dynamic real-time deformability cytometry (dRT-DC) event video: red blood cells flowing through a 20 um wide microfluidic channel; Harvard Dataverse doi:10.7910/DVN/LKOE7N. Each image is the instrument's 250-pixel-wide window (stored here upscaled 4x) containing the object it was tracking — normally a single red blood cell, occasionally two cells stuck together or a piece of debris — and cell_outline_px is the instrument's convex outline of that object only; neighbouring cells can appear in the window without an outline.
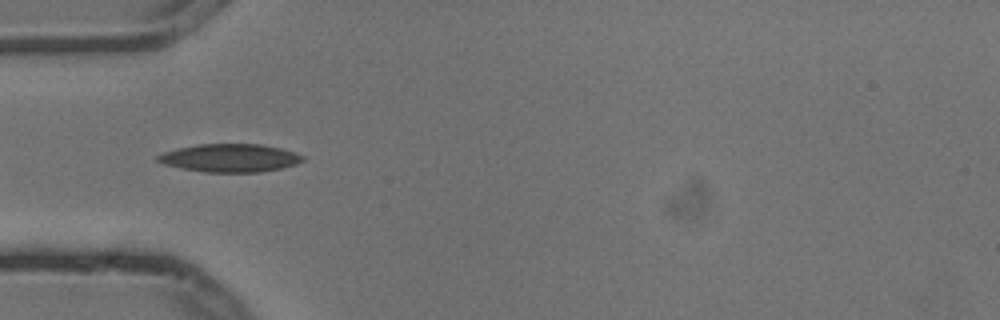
{"species": "common noctule bat (a hibernating species)", "species_latin": "Nyctalus noctula", "temperature_condition": "cold", "stored_images_in_passage": 4, "camera_frame_rate_fps": 3000, "um_per_image_px": 0.085, "animal": {"sex": "male", "body_mass_g": 13.3}, "frame": {"image": 1, "passage_image": 2, "time_ms": 0.333, "image_size_px": [1000, 320], "cell_outline_px": [[304, 160], [296, 164], [280, 168], [260, 172], [204, 172], [164, 164], [156, 160], [156, 156], [164, 152], [180, 148], [200, 144], [260, 144], [280, 148], [296, 152], [304, 156]], "centroid_in_image_um": [19.58, 13.42], "position_along_channel_um": 65.4, "area_um2": 23.52}}
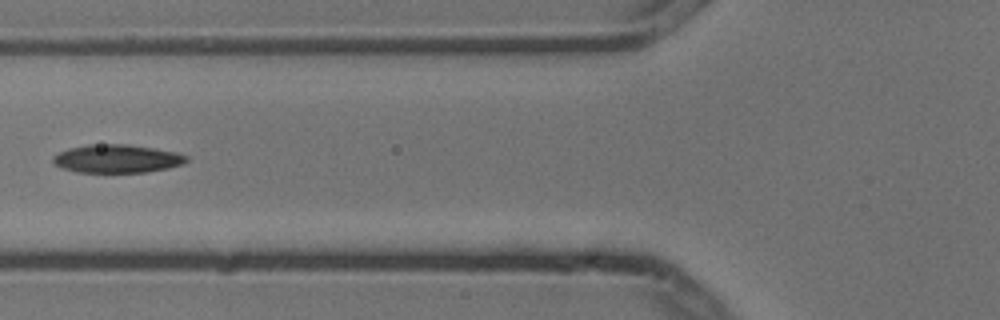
{"frame": {"image": 2, "passage_image": 3, "time_ms": 0.667, "image_size_px": [1000, 320], "cell_outline_px": [[188, 160], [184, 164], [168, 168], [144, 172], [76, 172], [60, 168], [52, 164], [52, 156], [68, 148], [88, 144], [128, 144], [156, 148], [176, 152], [188, 156]], "centroid_in_image_um": [9.92, 13.48], "position_along_channel_um": 115.9, "area_um2": 22.25}}
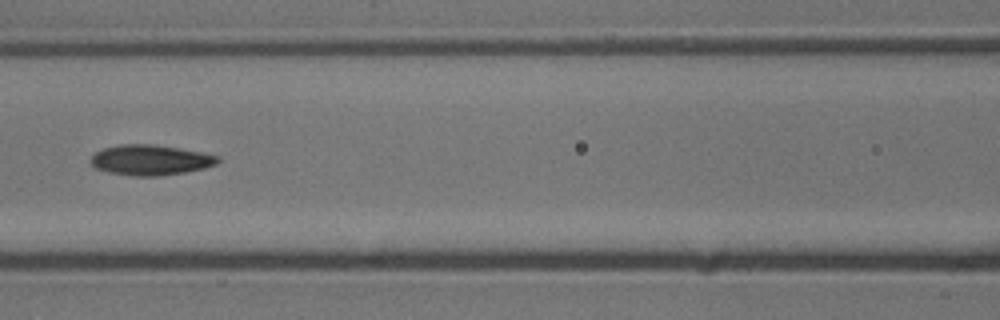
{"frame": {"image": 3, "passage_image": 4, "time_ms": 1.0, "image_size_px": [1000, 320], "cell_outline_px": [[220, 160], [216, 164], [204, 168], [184, 172], [160, 176], [132, 176], [108, 172], [96, 168], [92, 164], [92, 156], [96, 152], [104, 148], [120, 144], [152, 144], [180, 148], [220, 156]], "centroid_in_image_um": [12.8, 13.6], "position_along_channel_um": 153.8, "area_um2": 22.37}}